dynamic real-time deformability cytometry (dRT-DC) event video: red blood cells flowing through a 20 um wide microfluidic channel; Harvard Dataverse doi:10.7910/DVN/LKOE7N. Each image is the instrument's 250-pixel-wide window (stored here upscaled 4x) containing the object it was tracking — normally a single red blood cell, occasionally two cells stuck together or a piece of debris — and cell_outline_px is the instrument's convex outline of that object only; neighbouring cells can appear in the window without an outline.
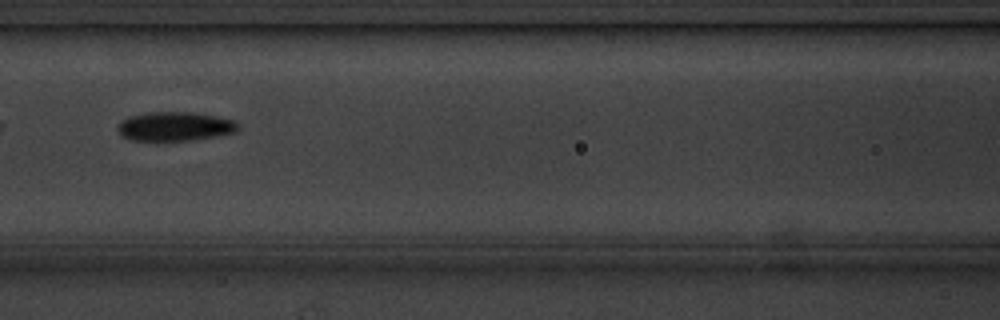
{"species": "common noctule bat (a hibernating species)", "species_latin": "Nyctalus noctula", "temperature_condition": "cold", "stored_images_in_passage": 8, "camera_frame_rate_fps": 3000, "um_per_image_px": 0.085, "animal": {"sex": "male", "body_mass_g": 20.1, "forearm_length_mm": 53.5}, "frame": {"image": 1, "passage_image": 7, "time_ms": 7.0, "image_size_px": [1000, 320], "cell_outline_px": [[240, 128], [236, 132], [192, 140], [132, 140], [120, 136], [116, 128], [120, 120], [128, 116], [148, 112], [196, 112], [236, 120], [240, 124]], "centroid_in_image_um": [14.86, 10.73], "position_along_channel_um": 151.7, "area_um2": 20.69}}